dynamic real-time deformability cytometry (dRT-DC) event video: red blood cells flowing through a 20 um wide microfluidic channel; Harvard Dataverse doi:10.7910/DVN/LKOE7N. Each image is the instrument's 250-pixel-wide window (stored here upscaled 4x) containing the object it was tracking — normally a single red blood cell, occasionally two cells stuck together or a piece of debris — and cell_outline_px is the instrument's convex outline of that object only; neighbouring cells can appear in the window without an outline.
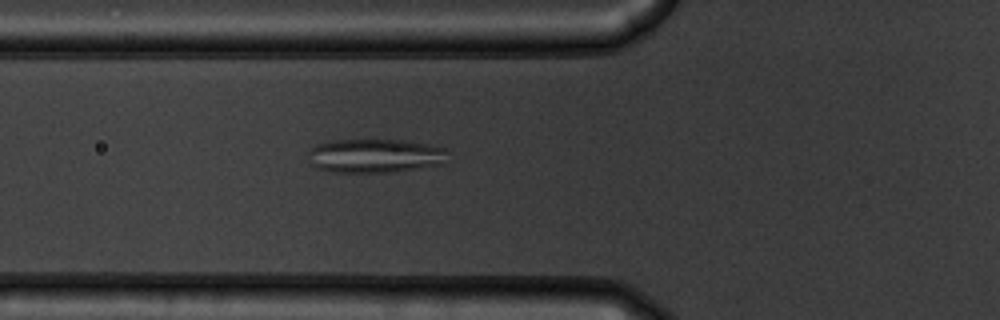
{"species": "common noctule bat (a hibernating species)", "species_latin": "Nyctalus noctula", "temperature_condition": "warm", "stored_images_in_passage": 42, "camera_frame_rate_fps": 3000, "um_per_image_px": 0.085, "animal": {"sex": "male", "body_mass_g": 19.5, "forearm_length_mm": 54.6}, "frame": {"image": 1, "passage_image": 8, "time_ms": 2.333, "image_size_px": [1000, 320], "cell_outline_px": [[444, 164], [420, 168], [392, 172], [332, 172], [316, 168], [308, 160], [308, 148], [316, 144], [336, 140], [400, 140], [428, 144], [444, 148]], "centroid_in_image_um": [31.8, 13.25], "position_along_channel_um": 94.0, "area_um2": 27.57}}
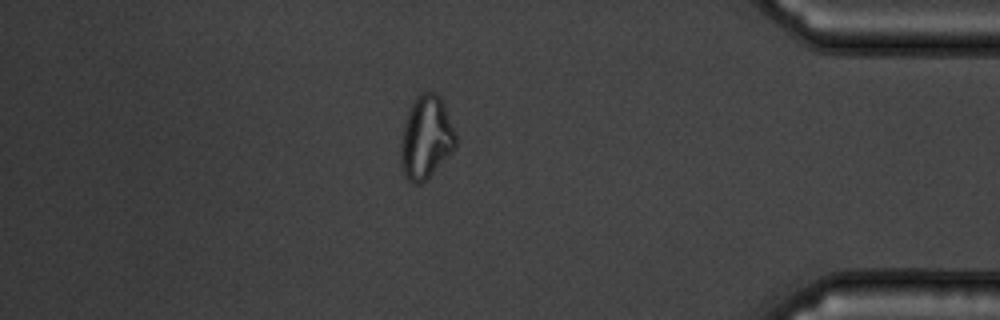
{"frame": {"image": 2, "passage_image": 35, "time_ms": 11.333, "image_size_px": [1000, 320], "cell_outline_px": [[456, 144], [432, 172], [420, 184], [412, 184], [408, 180], [400, 164], [400, 144], [404, 124], [408, 112], [416, 96], [420, 92], [436, 92], [440, 96], [444, 104], [456, 132]], "centroid_in_image_um": [36.19, 11.64], "position_along_channel_um": 399.0, "area_um2": 26.18}}
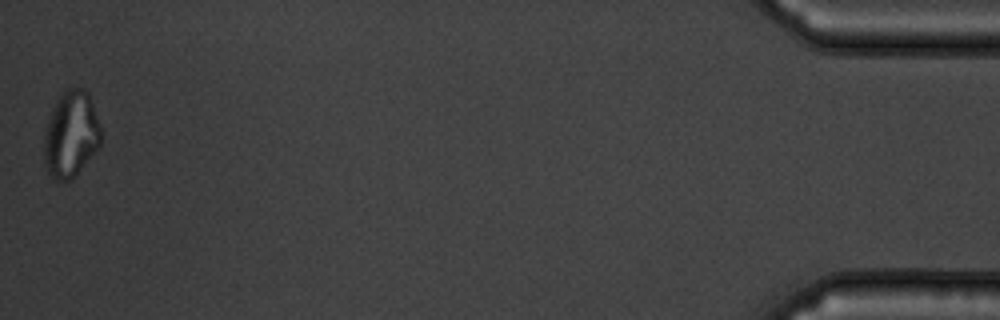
{"frame": {"image": 3, "passage_image": 42, "time_ms": 13.667, "image_size_px": [1000, 320], "cell_outline_px": [[100, 148], [76, 176], [72, 180], [52, 180], [44, 164], [44, 132], [56, 100], [68, 88], [84, 88], [88, 92], [100, 124]], "centroid_in_image_um": [6.04, 11.47], "position_along_channel_um": 429.2, "area_um2": 28.84}, "authors_computed_cell_mechanics": {"area_um2": 26.1256, "velocity_mm_per_s": 3.7482, "shape_relaxation_time_tau1_ms": null, "shape_relaxation_time_tau2_ms": 1.0913, "deformation_change_tau1": null, "deformation_change_tau2": 0.0846}}